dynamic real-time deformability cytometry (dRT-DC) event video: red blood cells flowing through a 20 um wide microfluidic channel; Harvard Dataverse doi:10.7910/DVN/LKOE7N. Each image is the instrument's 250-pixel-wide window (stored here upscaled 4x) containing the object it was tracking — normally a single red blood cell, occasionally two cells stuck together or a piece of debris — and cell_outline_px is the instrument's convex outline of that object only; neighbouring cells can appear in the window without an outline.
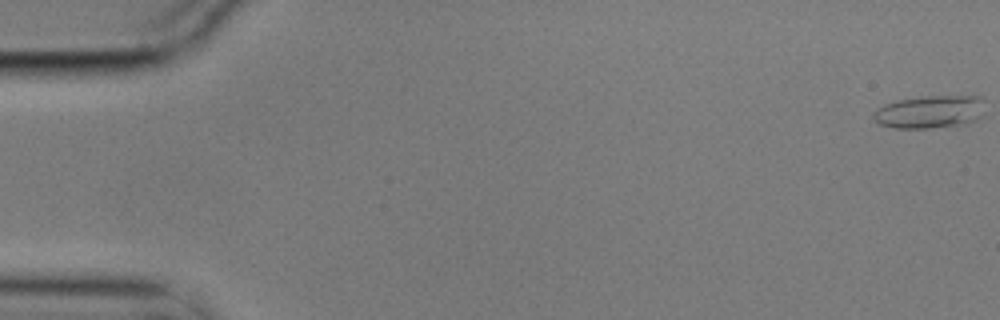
{"species": "common noctule bat (a hibernating species)", "species_latin": "Nyctalus noctula", "temperature_condition": "cold", "stored_images_in_passage": 6, "camera_frame_rate_fps": 3000, "um_per_image_px": 0.085, "animal": {"sex": "male", "body_mass_g": 17.9}, "frame": {"image": 1, "passage_image": 1, "time_ms": 0.0, "image_size_px": [1000, 320], "cell_outline_px": [[984, 100], [980, 116], [976, 120], [968, 124], [928, 128], [896, 128], [880, 124], [872, 116], [872, 112], [876, 108], [884, 104], [900, 100], [924, 96], [984, 96]], "centroid_in_image_um": [79.04, 9.5], "position_along_channel_um": 6.0, "area_um2": 21.39}}
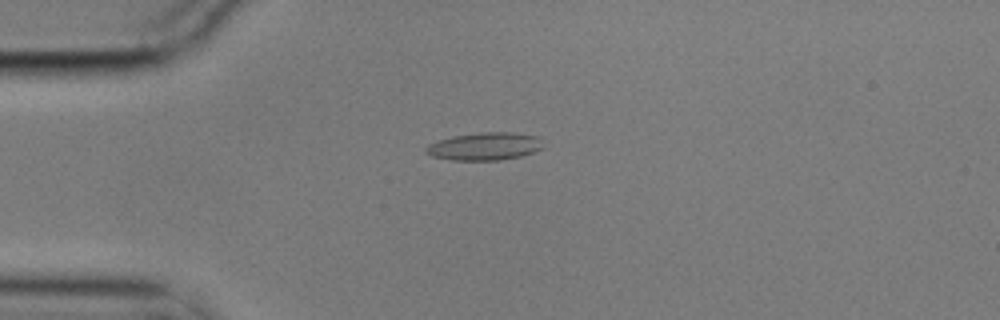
{"frame": {"image": 2, "passage_image": 5, "time_ms": 1.333, "image_size_px": [1000, 320], "cell_outline_px": [[544, 148], [520, 156], [500, 160], [452, 160], [432, 156], [424, 152], [424, 148], [428, 144], [452, 136], [480, 132], [512, 132], [540, 136]], "centroid_in_image_um": [41.21, 12.43], "position_along_channel_um": 43.8, "area_um2": 19.07}}